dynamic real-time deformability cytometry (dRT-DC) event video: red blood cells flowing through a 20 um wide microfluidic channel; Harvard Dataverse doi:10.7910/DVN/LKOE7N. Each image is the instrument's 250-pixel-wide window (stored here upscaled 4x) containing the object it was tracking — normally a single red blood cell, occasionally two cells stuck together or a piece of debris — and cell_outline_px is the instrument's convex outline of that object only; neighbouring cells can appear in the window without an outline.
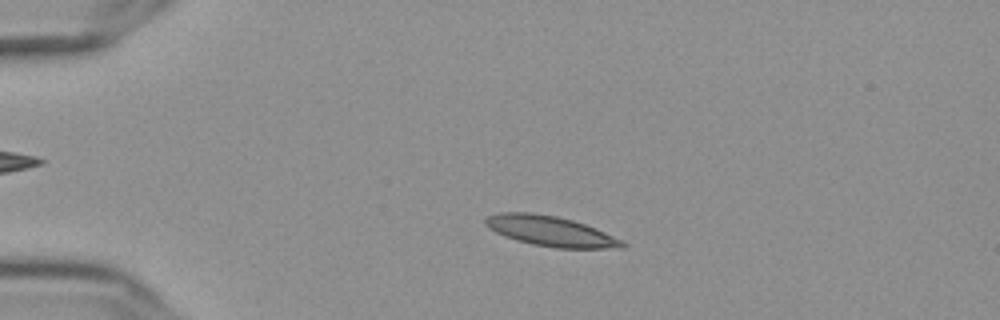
{"species": "Egyptian fruit bat (a non-hibernating species)", "species_latin": "Rousettus aegyptiacus", "temperature_condition": "cold", "stored_images_in_passage": 54, "camera_frame_rate_fps": 3000, "um_per_image_px": 0.085, "frame": {"image": 1, "passage_image": 10, "time_ms": 3.0, "image_size_px": [1000, 320], "cell_outline_px": [[628, 244], [624, 248], [556, 248], [532, 244], [516, 240], [504, 236], [488, 228], [484, 224], [484, 220], [488, 216], [500, 212], [532, 212], [556, 216], [572, 220], [596, 228], [624, 240]], "centroid_in_image_um": [46.82, 19.65], "position_along_channel_um": 38.2, "area_um2": 24.22}}
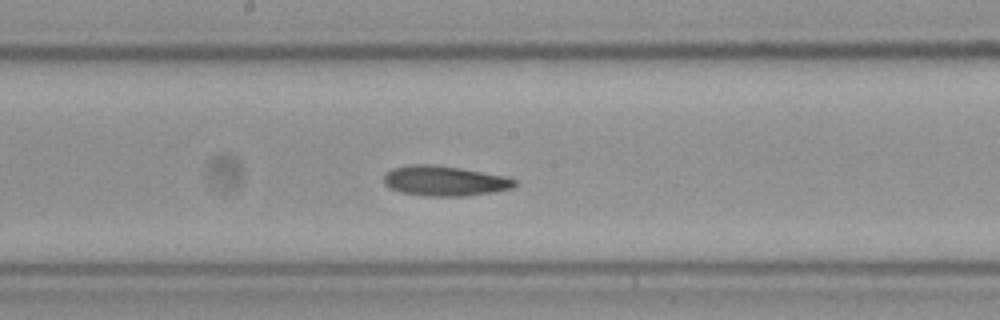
{"frame": {"image": 2, "passage_image": 28, "time_ms": 9.0, "image_size_px": [1000, 320], "cell_outline_px": [[516, 184], [512, 188], [496, 192], [464, 196], [424, 196], [400, 192], [384, 184], [384, 172], [392, 168], [412, 164], [428, 164], [460, 168], [508, 176], [516, 180]], "centroid_in_image_um": [37.8, 15.37], "position_along_channel_um": 210.4, "area_um2": 23.12}}
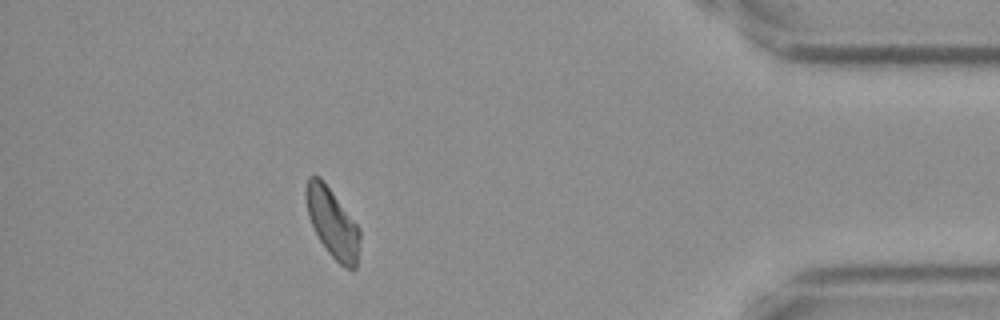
{"frame": {"image": 3, "passage_image": 48, "time_ms": 15.667, "image_size_px": [1000, 320], "cell_outline_px": [[360, 240], [356, 268], [352, 272], [344, 268], [328, 252], [320, 240], [308, 216], [304, 196], [304, 192], [308, 176], [320, 176], [360, 228]], "centroid_in_image_um": [28.26, 18.96], "position_along_channel_um": 406.9, "area_um2": 21.79}}